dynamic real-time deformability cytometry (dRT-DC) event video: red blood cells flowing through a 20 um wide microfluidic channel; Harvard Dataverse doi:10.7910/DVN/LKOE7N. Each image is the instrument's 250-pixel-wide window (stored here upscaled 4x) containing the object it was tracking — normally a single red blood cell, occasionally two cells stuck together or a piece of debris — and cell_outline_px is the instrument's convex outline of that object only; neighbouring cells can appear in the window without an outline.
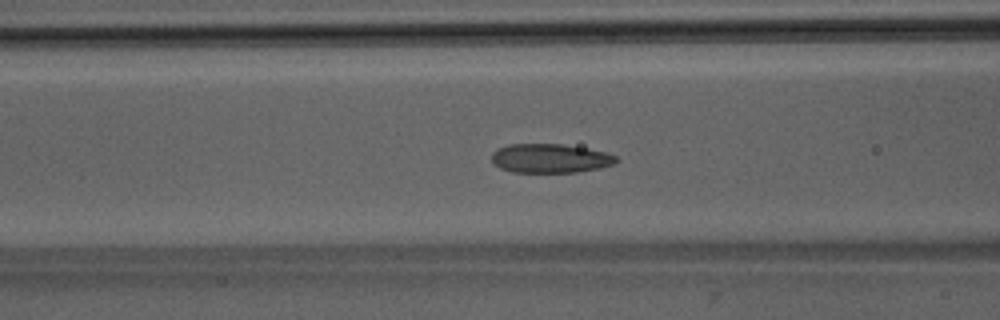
{"species": "Egyptian fruit bat (a non-hibernating species)", "species_latin": "Rousettus aegyptiacus", "temperature_condition": "room temperature", "stored_images_in_passage": 52, "camera_frame_rate_fps": 3000, "um_per_image_px": 0.085, "animal": {"sex": "male"}, "frame": {"image": 1, "passage_image": 21, "time_ms": 6.667, "image_size_px": [1000, 320], "cell_outline_px": [[620, 160], [612, 164], [600, 168], [576, 172], [512, 172], [500, 168], [492, 164], [492, 152], [508, 144], [564, 144], [608, 152], [616, 156]], "centroid_in_image_um": [46.77, 13.46], "position_along_channel_um": 119.8, "area_um2": 21.21}}
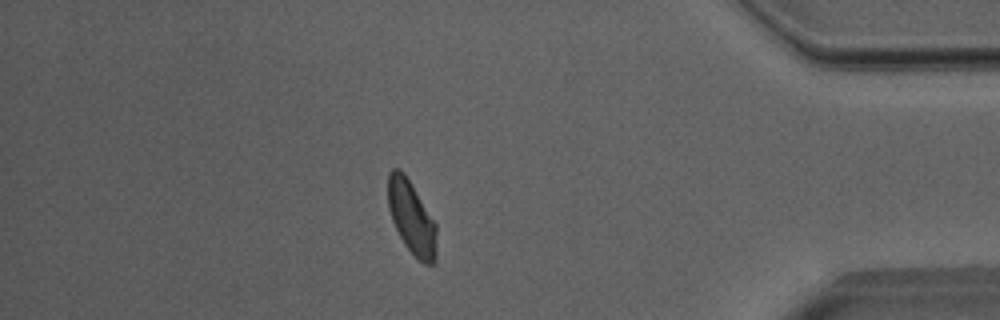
{"frame": {"image": 2, "passage_image": 45, "time_ms": 14.667, "image_size_px": [1000, 320], "cell_outline_px": [[436, 260], [432, 264], [424, 264], [404, 244], [392, 220], [388, 208], [388, 172], [392, 168], [400, 168], [404, 172], [436, 224]], "centroid_in_image_um": [34.97, 18.47], "position_along_channel_um": 400.2, "area_um2": 20.52}}
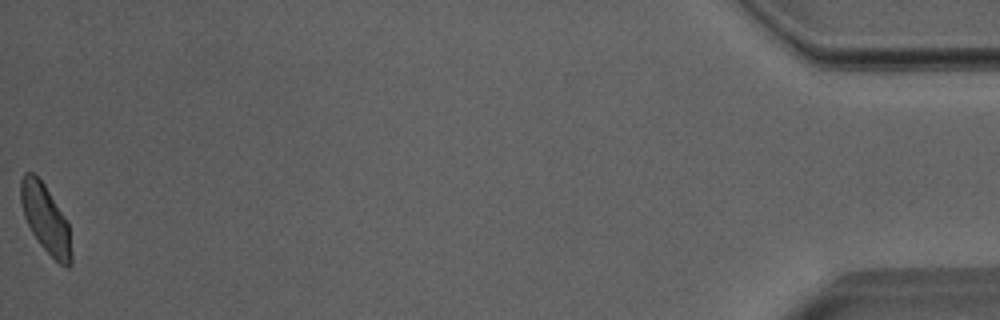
{"frame": {"image": 3, "passage_image": 52, "time_ms": 17.0, "image_size_px": [1000, 320], "cell_outline_px": [[72, 264], [68, 268], [64, 268], [40, 244], [32, 232], [24, 216], [20, 200], [20, 180], [24, 172], [32, 172], [44, 184], [64, 216], [68, 224], [72, 252]], "centroid_in_image_um": [3.88, 18.62], "position_along_channel_um": 431.3, "area_um2": 19.94}, "authors_computed_cell_mechanics": {"area_um2": 21.4727, "velocity_mm_per_s": 3.9652, "shape_relaxation_time_tau1_ms": 3.8189, "shape_relaxation_time_tau2_ms": 1.7737, "deformation_change_tau1": 0.0995, "deformation_change_tau2": 0.0783}}